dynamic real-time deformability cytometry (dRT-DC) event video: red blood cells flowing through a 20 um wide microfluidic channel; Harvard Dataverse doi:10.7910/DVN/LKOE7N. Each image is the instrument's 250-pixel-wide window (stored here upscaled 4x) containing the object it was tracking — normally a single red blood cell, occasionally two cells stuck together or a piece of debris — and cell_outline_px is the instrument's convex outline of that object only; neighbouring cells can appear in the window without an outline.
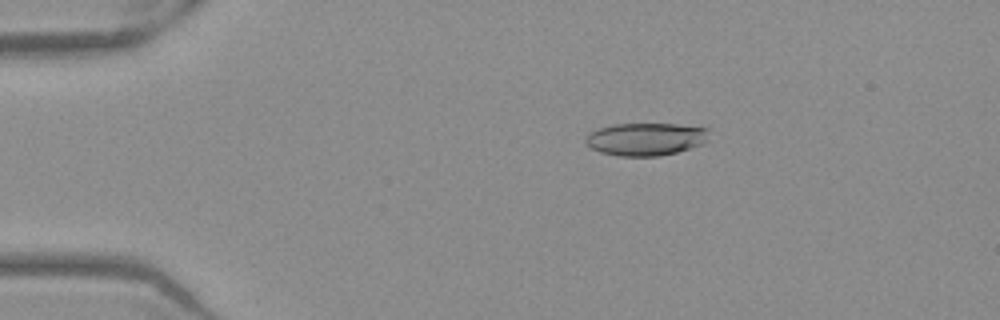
{"species": "Egyptian fruit bat (a non-hibernating species)", "species_latin": "Rousettus aegyptiacus", "temperature_condition": "warm", "stored_images_in_passage": 52, "camera_frame_rate_fps": 3000, "um_per_image_px": 0.085, "frame": {"image": 1, "passage_image": 10, "time_ms": 3.0, "image_size_px": [1000, 320], "cell_outline_px": [[708, 140], [704, 144], [676, 152], [660, 156], [620, 156], [600, 152], [592, 148], [584, 140], [592, 132], [600, 128], [612, 124], [676, 124], [708, 128]], "centroid_in_image_um": [54.93, 11.82], "position_along_channel_um": 30.1, "area_um2": 23.41}}
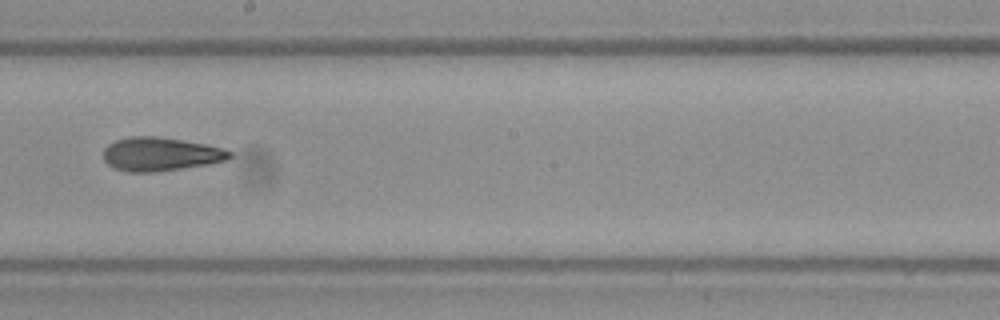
{"frame": {"image": 2, "passage_image": 30, "time_ms": 9.667, "image_size_px": [1000, 320], "cell_outline_px": [[232, 156], [228, 160], [208, 164], [156, 172], [128, 172], [112, 168], [104, 160], [104, 148], [108, 144], [116, 140], [128, 136], [156, 136], [208, 144], [232, 152]], "centroid_in_image_um": [13.62, 13.1], "position_along_channel_um": 234.6, "area_um2": 24.85}}
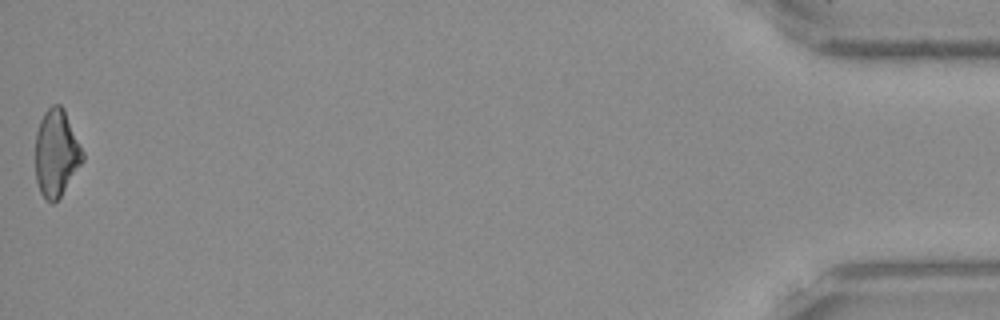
{"frame": {"image": 3, "passage_image": 52, "time_ms": 17.0, "image_size_px": [1000, 320], "cell_outline_px": [[84, 160], [60, 196], [52, 204], [40, 192], [36, 180], [36, 132], [40, 120], [44, 112], [52, 104], [60, 104], [64, 108], [84, 152]], "centroid_in_image_um": [4.79, 12.97], "position_along_channel_um": 430.4, "area_um2": 23.87}, "authors_computed_cell_mechanics": {"area_um2": 24.6806, "velocity_mm_per_s": 3.9552, "shape_relaxation_time_tau1_ms": null, "shape_relaxation_time_tau2_ms": 3.9289, "deformation_change_tau1": null, "deformation_change_tau2": 0.1324}}